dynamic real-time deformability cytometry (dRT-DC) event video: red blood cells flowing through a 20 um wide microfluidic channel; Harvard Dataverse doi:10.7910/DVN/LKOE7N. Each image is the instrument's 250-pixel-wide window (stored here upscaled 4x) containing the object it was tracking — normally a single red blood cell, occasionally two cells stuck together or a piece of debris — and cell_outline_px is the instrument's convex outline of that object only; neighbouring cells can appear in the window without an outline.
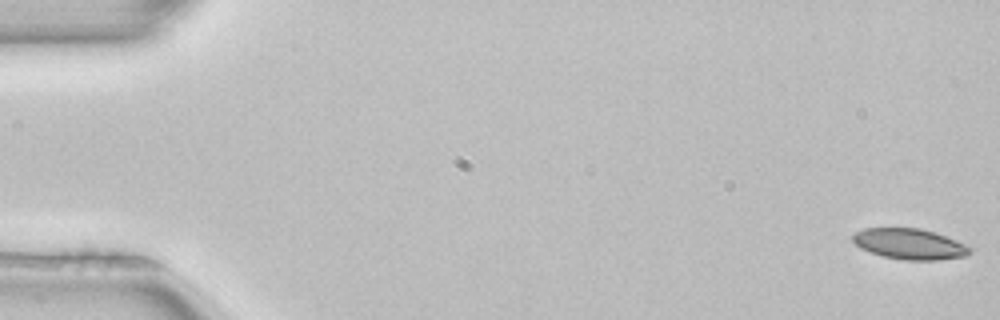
{"species": "common noctule bat (a hibernating species)", "species_latin": "Nyctalus noctula", "temperature_condition": "room temperature", "stored_images_in_passage": 52, "camera_frame_rate_fps": 3000, "um_per_image_px": 0.085, "animal": {"sex": "female", "body_mass_g": 22.7, "forearm_length_mm": 54.2}, "frame": {"image": 1, "passage_image": 1, "time_ms": 0.0, "image_size_px": [1000, 320], "cell_outline_px": [[972, 252], [964, 256], [940, 260], [904, 260], [880, 256], [860, 248], [852, 240], [852, 236], [856, 232], [864, 228], [920, 228], [936, 232], [956, 240], [972, 248]], "centroid_in_image_um": [77.32, 20.74], "position_along_channel_um": 7.7, "area_um2": 21.1}}
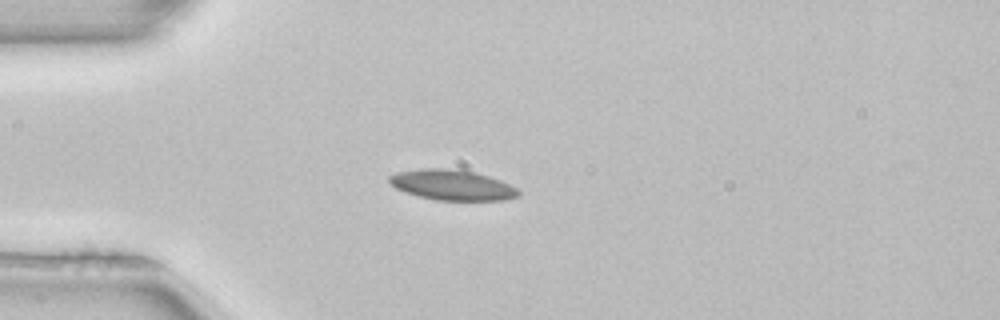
{"frame": {"image": 2, "passage_image": 14, "time_ms": 4.333, "image_size_px": [1000, 320], "cell_outline_px": [[520, 196], [504, 200], [436, 200], [404, 192], [396, 188], [388, 180], [388, 176], [396, 172], [420, 168], [456, 168], [488, 176], [500, 180], [516, 188], [520, 192]], "centroid_in_image_um": [38.41, 15.71], "position_along_channel_um": 46.6, "area_um2": 22.89}}
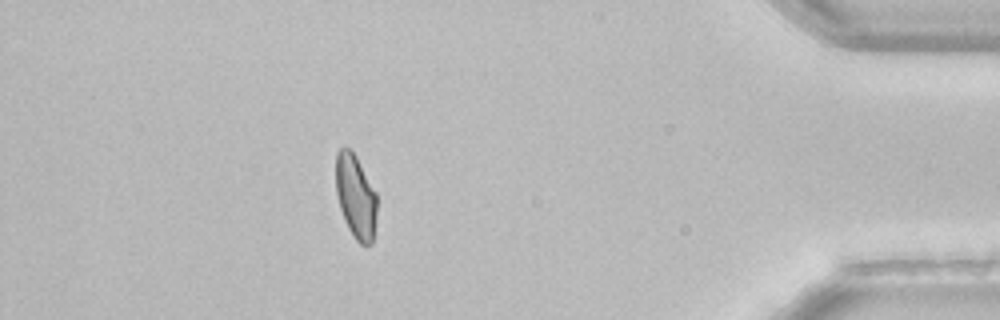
{"frame": {"image": 3, "passage_image": 46, "time_ms": 15.0, "image_size_px": [1000, 320], "cell_outline_px": [[376, 216], [372, 244], [360, 244], [352, 236], [344, 220], [340, 208], [336, 192], [336, 152], [340, 148], [348, 148], [356, 156], [376, 192]], "centroid_in_image_um": [30.22, 16.72], "position_along_channel_um": 405.0, "area_um2": 20.0}, "authors_computed_cell_mechanics": {"area_um2": 21.1548, "velocity_mm_per_s": 3.9794, "shape_relaxation_time_tau1_ms": 7.1323, "shape_relaxation_time_tau2_ms": 2.7725, "deformation_change_tau1": 0.1603, "deformation_change_tau2": 0.0673}}